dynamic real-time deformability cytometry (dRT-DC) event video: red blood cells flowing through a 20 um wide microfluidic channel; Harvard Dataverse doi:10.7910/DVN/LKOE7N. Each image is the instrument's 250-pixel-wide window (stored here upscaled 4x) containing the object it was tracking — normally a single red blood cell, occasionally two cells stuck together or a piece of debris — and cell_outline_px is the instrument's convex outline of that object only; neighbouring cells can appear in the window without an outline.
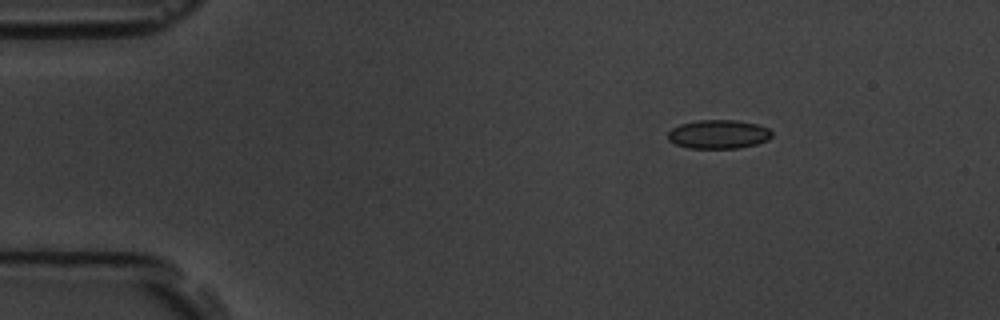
{"species": "common noctule bat (a hibernating species)", "species_latin": "Nyctalus noctula", "temperature_condition": "room temperature", "stored_images_in_passage": 4, "camera_frame_rate_fps": 3000, "um_per_image_px": 0.085, "animal": {"sex": "male", "body_mass_g": 19.5, "forearm_length_mm": 54.6}, "frame": {"image": 1, "passage_image": 1, "time_ms": 0.0, "image_size_px": [1000, 320], "cell_outline_px": [[772, 136], [768, 140], [756, 144], [740, 148], [688, 148], [676, 144], [668, 140], [668, 132], [672, 128], [680, 124], [696, 120], [736, 120], [756, 124], [768, 128], [772, 132]], "centroid_in_image_um": [61.07, 11.41], "position_along_channel_um": 23.9, "area_um2": 17.51}}